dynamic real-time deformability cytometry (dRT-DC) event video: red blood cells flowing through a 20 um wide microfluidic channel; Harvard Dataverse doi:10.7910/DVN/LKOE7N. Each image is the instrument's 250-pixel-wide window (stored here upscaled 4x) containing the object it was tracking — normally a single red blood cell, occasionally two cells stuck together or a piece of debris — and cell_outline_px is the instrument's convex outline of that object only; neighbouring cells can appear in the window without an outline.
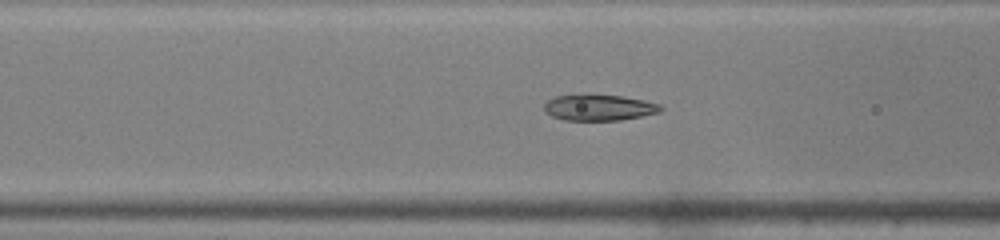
{"species": "common noctule bat (a hibernating species)", "species_latin": "Nyctalus noctula", "temperature_condition": "warm", "stored_images_in_passage": 44, "camera_frame_rate_fps": 3000, "um_per_image_px": 0.085, "animal": {"sex": "male", "body_mass_g": 19.0, "forearm_length_mm": 50.8}, "frame": {"image": 1, "passage_image": 16, "time_ms": 5.0, "image_size_px": [1000, 240], "cell_outline_px": [[664, 108], [660, 112], [620, 120], [564, 120], [552, 116], [544, 112], [544, 104], [548, 100], [556, 96], [620, 96], [644, 100], [660, 104]], "centroid_in_image_um": [50.93, 9.16], "position_along_channel_um": 115.7, "area_um2": 17.22}}
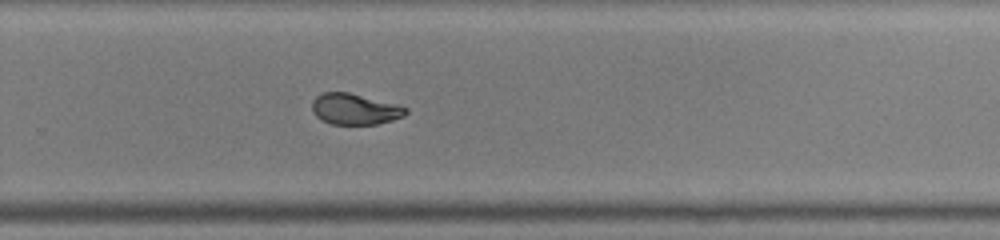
{"frame": {"image": 2, "passage_image": 29, "time_ms": 9.333, "image_size_px": [1000, 240], "cell_outline_px": [[408, 112], [404, 116], [392, 120], [376, 124], [332, 124], [316, 116], [312, 108], [312, 100], [316, 96], [324, 92], [348, 92], [400, 104], [408, 108]], "centroid_in_image_um": [30.2, 9.26], "position_along_channel_um": 299.6, "area_um2": 16.99}}
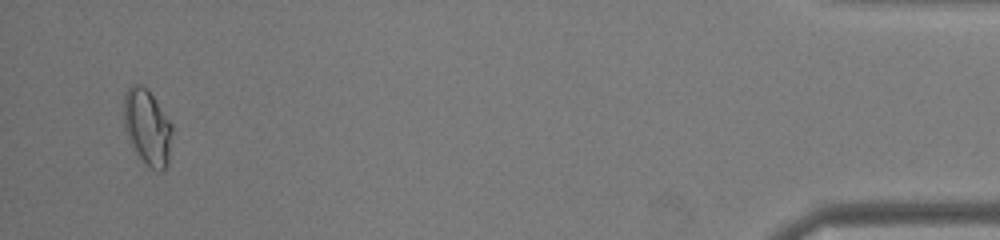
{"frame": {"image": 3, "passage_image": 43, "time_ms": 14.0, "image_size_px": [1000, 240], "cell_outline_px": [[172, 132], [168, 164], [160, 172], [152, 168], [132, 148], [128, 140], [124, 128], [124, 92], [132, 84], [140, 84], [148, 88], [172, 124]], "centroid_in_image_um": [12.51, 10.77], "position_along_channel_um": 422.7, "area_um2": 21.39}, "authors_computed_cell_mechanics": {"area_um2": 18.0914, "velocity_mm_per_s": 4.2542, "shape_relaxation_time_tau1_ms": 6.8823, "shape_relaxation_time_tau2_ms": 1.0625, "deformation_change_tau1": 0.2368, "deformation_change_tau2": 0.0585}}